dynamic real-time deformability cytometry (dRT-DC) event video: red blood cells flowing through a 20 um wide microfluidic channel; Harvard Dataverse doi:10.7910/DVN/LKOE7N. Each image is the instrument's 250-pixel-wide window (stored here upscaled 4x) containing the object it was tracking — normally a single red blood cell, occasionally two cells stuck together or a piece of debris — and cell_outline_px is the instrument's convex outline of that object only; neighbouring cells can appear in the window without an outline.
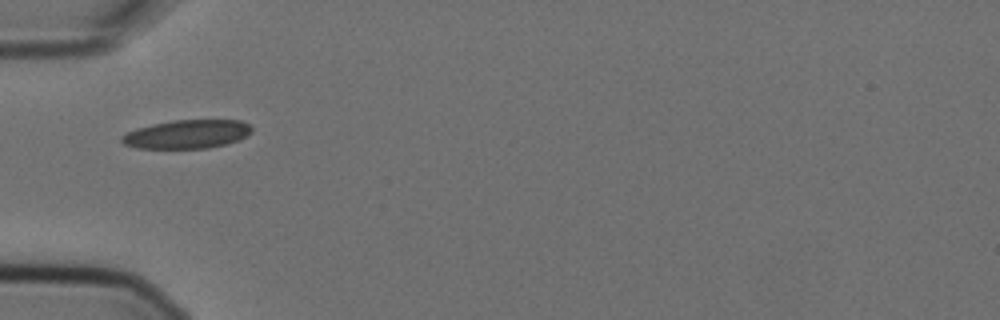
{"species": "Egyptian fruit bat (a non-hibernating species)", "species_latin": "Rousettus aegyptiacus", "temperature_condition": "cold", "stored_images_in_passage": 1, "camera_frame_rate_fps": 3000, "um_per_image_px": 0.085, "animal": {"sex": "female"}, "frame": {"image": 1, "passage_image": 1, "time_ms": 0.0, "image_size_px": [1000, 320], "cell_outline_px": [[252, 132], [236, 140], [224, 144], [208, 148], [136, 148], [124, 144], [120, 140], [120, 136], [136, 128], [152, 124], [172, 120], [240, 120], [248, 124], [252, 128]], "centroid_in_image_um": [15.85, 11.4], "position_along_channel_um": 69.2, "area_um2": 21.56}}